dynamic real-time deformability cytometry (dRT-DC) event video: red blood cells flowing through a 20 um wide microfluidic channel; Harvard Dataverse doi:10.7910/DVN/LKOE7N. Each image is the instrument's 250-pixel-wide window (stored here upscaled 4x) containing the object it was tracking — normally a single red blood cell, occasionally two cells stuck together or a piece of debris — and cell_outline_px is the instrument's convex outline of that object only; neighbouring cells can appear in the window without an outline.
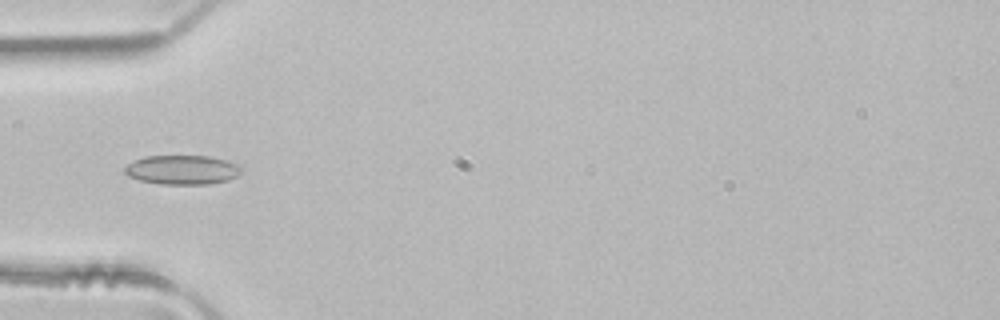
{"species": "common noctule bat (a hibernating species)", "species_latin": "Nyctalus noctula", "temperature_condition": "room temperature", "stored_images_in_passage": 3, "camera_frame_rate_fps": 3000, "um_per_image_px": 0.085, "animal": {"sex": "male", "body_mass_g": 21.5, "forearm_length_mm": 52.0}, "frame": {"image": 1, "passage_image": 3, "time_ms": 0.667, "image_size_px": [1000, 320], "cell_outline_px": [[240, 172], [236, 176], [228, 180], [208, 184], [160, 184], [140, 180], [128, 176], [124, 172], [124, 168], [132, 160], [144, 156], [208, 156], [228, 160], [240, 164]], "centroid_in_image_um": [15.47, 14.42], "position_along_channel_um": 69.5, "area_um2": 20.0}}